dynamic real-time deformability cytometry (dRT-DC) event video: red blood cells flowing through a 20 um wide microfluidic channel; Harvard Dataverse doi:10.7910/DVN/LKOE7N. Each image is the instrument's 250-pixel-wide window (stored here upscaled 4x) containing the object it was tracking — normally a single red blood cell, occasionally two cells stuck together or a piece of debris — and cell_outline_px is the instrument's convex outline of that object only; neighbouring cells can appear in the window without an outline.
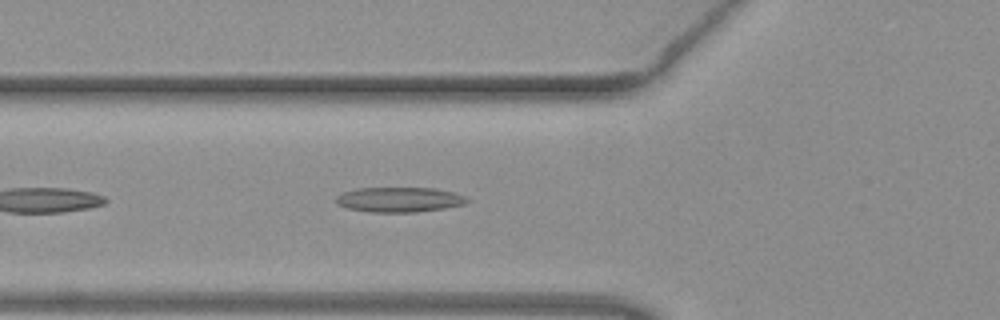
{"species": "common noctule bat (a hibernating species)", "species_latin": "Nyctalus noctula", "temperature_condition": "warm", "stored_images_in_passage": 24, "camera_frame_rate_fps": 3000, "um_per_image_px": 0.085, "animal": {"sex": "female", "body_mass_g": 19.3, "forearm_length_mm": 54.1}, "frame": {"image": 1, "passage_image": 2, "time_ms": 0.333, "image_size_px": [1000, 320], "cell_outline_px": [[468, 200], [464, 204], [444, 208], [416, 212], [368, 212], [348, 208], [336, 204], [336, 196], [344, 192], [356, 188], [432, 188], [452, 192], [464, 196]], "centroid_in_image_um": [33.89, 16.97], "position_along_channel_um": 91.9, "area_um2": 18.9}}
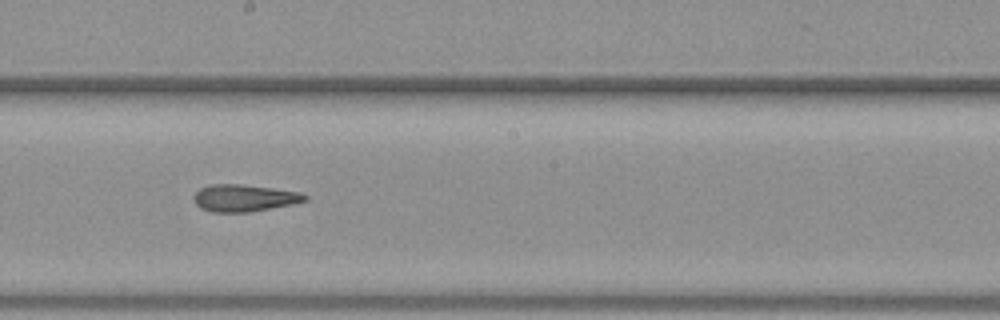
{"frame": {"image": 2, "passage_image": 12, "time_ms": 3.667, "image_size_px": [1000, 320], "cell_outline_px": [[308, 200], [292, 204], [248, 212], [212, 212], [200, 208], [196, 204], [192, 196], [200, 188], [212, 184], [240, 184], [272, 188], [300, 192], [308, 196]], "centroid_in_image_um": [20.74, 16.83], "position_along_channel_um": 227.5, "area_um2": 17.46}}
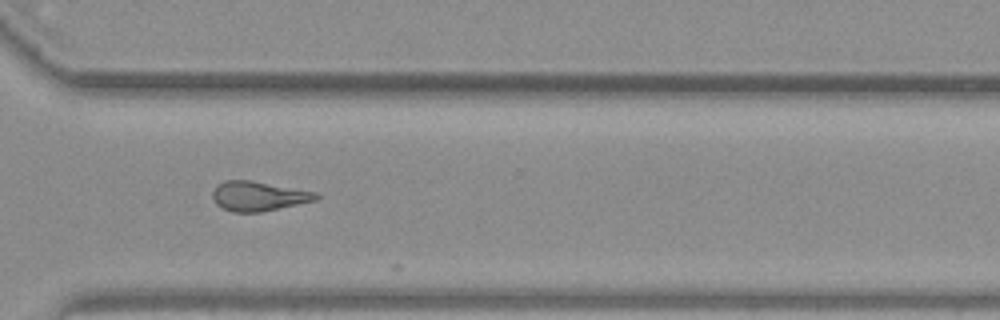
{"frame": {"image": 3, "passage_image": 21, "time_ms": 6.667, "image_size_px": [1000, 320], "cell_outline_px": [[320, 196], [316, 200], [260, 212], [232, 212], [216, 204], [212, 196], [212, 192], [224, 180], [252, 180], [316, 192]], "centroid_in_image_um": [21.97, 16.66], "position_along_channel_um": 348.6, "area_um2": 17.63}}